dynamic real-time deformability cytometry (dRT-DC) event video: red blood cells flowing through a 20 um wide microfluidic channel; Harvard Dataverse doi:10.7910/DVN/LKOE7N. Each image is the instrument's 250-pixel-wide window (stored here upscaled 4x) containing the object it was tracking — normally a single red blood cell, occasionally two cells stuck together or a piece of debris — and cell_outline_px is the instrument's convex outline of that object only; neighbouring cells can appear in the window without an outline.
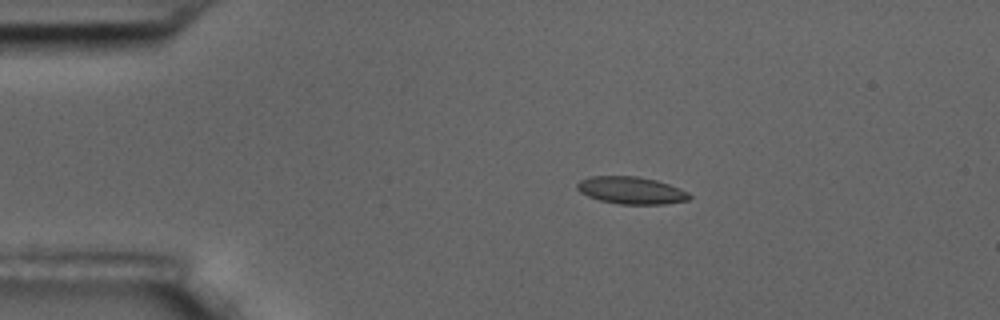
{"species": "common noctule bat (a hibernating species)", "species_latin": "Nyctalus noctula", "temperature_condition": "room temperature", "stored_images_in_passage": 2, "camera_frame_rate_fps": 3000, "um_per_image_px": 0.085, "animal": {"sex": "male", "body_mass_g": 17.5, "forearm_length_mm": 52.3}, "frame": {"image": 1, "passage_image": 1, "time_ms": 0.0, "image_size_px": [1000, 320], "cell_outline_px": [[692, 196], [688, 200], [664, 204], [620, 204], [600, 200], [588, 196], [580, 192], [576, 188], [576, 184], [580, 180], [588, 176], [636, 176], [656, 180], [680, 188], [688, 192]], "centroid_in_image_um": [53.64, 16.17], "position_along_channel_um": 31.4, "area_um2": 17.86}}